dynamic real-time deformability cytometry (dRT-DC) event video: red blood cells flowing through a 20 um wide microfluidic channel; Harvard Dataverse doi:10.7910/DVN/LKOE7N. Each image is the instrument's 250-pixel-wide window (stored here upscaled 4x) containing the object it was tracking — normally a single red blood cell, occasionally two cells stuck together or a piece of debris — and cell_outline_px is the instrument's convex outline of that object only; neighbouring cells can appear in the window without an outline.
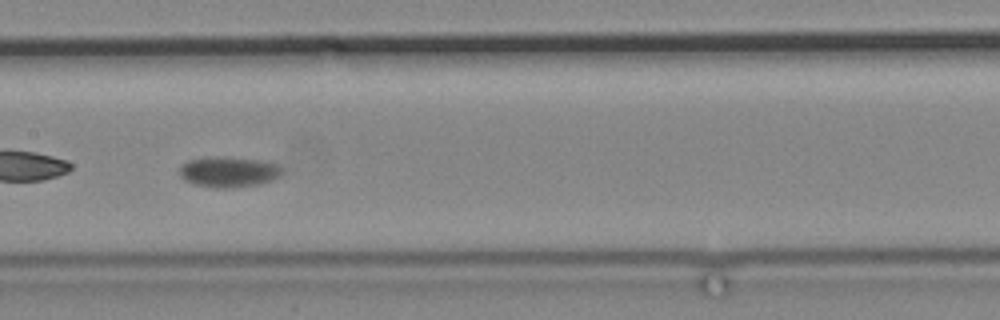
{"species": "common noctule bat (a hibernating species)", "species_latin": "Nyctalus noctula", "temperature_condition": "cold", "stored_images_in_passage": 12, "camera_frame_rate_fps": 3000, "um_per_image_px": 0.085, "animal": {"sex": "male", "body_mass_g": 19.2, "forearm_length_mm": 51.8}, "frame": {"image": 1, "passage_image": 12, "time_ms": 14.333, "image_size_px": [1000, 320], "cell_outline_px": [[284, 172], [280, 176], [272, 180], [256, 184], [228, 188], [220, 188], [196, 184], [180, 176], [180, 168], [188, 160], [216, 156], [220, 156], [260, 160], [280, 164], [284, 168]], "centroid_in_image_um": [19.52, 14.59], "position_along_channel_um": 187.9, "area_um2": 18.09}}